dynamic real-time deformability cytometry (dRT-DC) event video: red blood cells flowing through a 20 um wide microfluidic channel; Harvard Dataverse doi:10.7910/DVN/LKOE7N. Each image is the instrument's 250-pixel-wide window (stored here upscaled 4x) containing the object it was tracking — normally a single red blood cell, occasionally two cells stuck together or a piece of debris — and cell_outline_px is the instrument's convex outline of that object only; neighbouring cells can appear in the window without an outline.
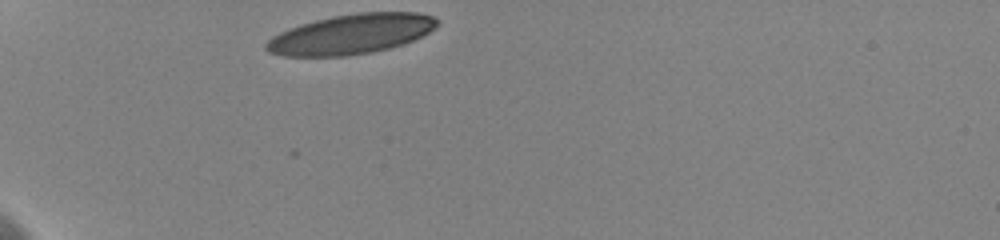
{"species": "human", "species_latin": "Homo sapiens", "temperature_condition": "cold", "stored_images_in_passage": 6, "camera_frame_rate_fps": 3000, "um_per_image_px": 0.085, "donor": {"sex": "female"}, "frame": {"image": 1, "passage_image": 1, "time_ms": 0.0, "image_size_px": [1000, 240], "cell_outline_px": [[436, 24], [428, 32], [404, 44], [388, 48], [368, 52], [344, 56], [284, 56], [268, 52], [264, 48], [264, 44], [272, 36], [288, 28], [300, 24], [332, 16], [356, 12], [416, 12], [432, 16], [436, 20]], "centroid_in_image_um": [29.77, 2.9], "position_along_channel_um": 55.2, "area_um2": 39.42}}